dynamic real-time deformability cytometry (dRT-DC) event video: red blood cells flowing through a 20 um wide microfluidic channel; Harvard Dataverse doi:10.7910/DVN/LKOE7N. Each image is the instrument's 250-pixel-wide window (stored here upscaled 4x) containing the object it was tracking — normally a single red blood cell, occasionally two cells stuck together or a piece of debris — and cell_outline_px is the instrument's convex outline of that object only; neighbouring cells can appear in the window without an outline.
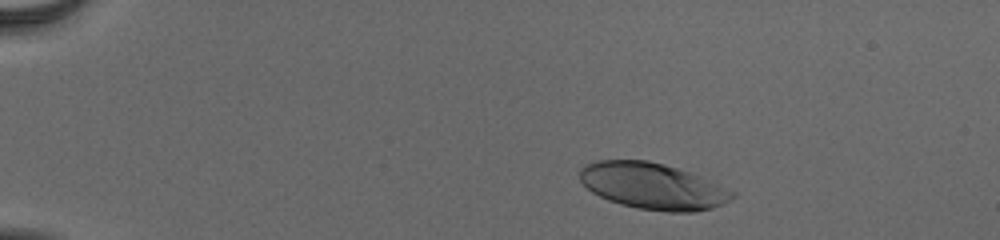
{"species": "human", "species_latin": "Homo sapiens", "temperature_condition": "cold", "stored_images_in_passage": 45, "camera_frame_rate_fps": 3000, "um_per_image_px": 0.085, "donor": {"sex": "male"}, "frame": {"image": 1, "passage_image": 7, "time_ms": 2.0, "image_size_px": [1000, 240], "cell_outline_px": [[736, 196], [712, 208], [692, 212], [668, 212], [640, 208], [620, 204], [608, 200], [592, 192], [580, 180], [580, 168], [584, 164], [596, 160], [648, 160], [664, 164], [688, 172], [736, 192]], "centroid_in_image_um": [55.44, 15.81], "position_along_channel_um": 29.6, "area_um2": 40.75}}
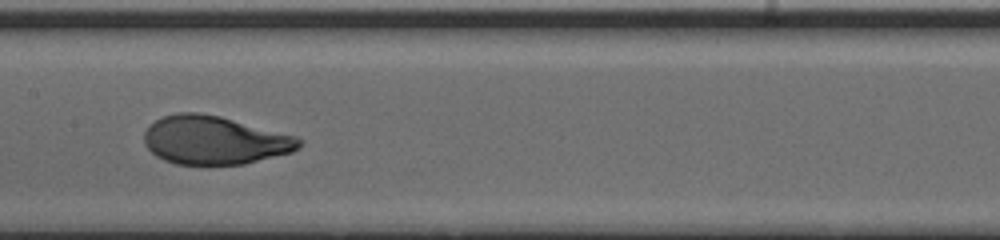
{"frame": {"image": 2, "passage_image": 27, "time_ms": 8.667, "image_size_px": [1000, 240], "cell_outline_px": [[304, 140], [300, 148], [292, 152], [244, 164], [176, 164], [164, 160], [156, 156], [144, 144], [144, 132], [156, 120], [164, 116], [176, 112], [200, 112], [220, 116], [296, 136]], "centroid_in_image_um": [18.25, 11.91], "position_along_channel_um": 189.2, "area_um2": 43.7}}
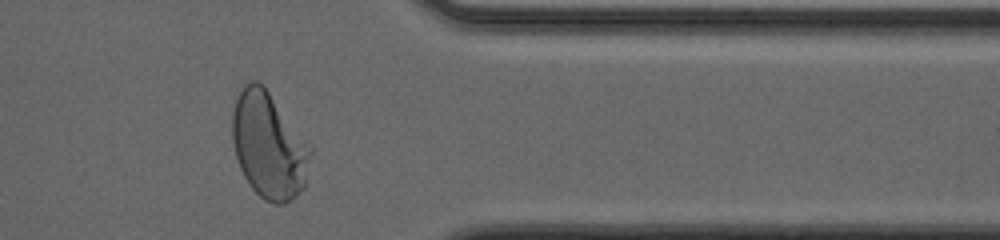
{"frame": {"image": 3, "passage_image": 43, "time_ms": 14.0, "image_size_px": [1000, 240], "cell_outline_px": [[312, 152], [304, 188], [296, 196], [284, 204], [276, 204], [264, 200], [252, 188], [244, 176], [240, 168], [236, 156], [232, 140], [232, 112], [236, 100], [244, 84], [252, 80], [256, 80], [268, 92], [312, 148]], "centroid_in_image_um": [22.84, 12.41], "position_along_channel_um": 388.6, "area_um2": 47.8}, "authors_computed_cell_mechanics": {"area_um2": 43.639, "velocity_mm_per_s": 3.8731, "shape_relaxation_time_tau1_ms": 3.3037, "shape_relaxation_time_tau2_ms": null, "deformation_change_tau1": 0.1957, "deformation_change_tau2": null}}